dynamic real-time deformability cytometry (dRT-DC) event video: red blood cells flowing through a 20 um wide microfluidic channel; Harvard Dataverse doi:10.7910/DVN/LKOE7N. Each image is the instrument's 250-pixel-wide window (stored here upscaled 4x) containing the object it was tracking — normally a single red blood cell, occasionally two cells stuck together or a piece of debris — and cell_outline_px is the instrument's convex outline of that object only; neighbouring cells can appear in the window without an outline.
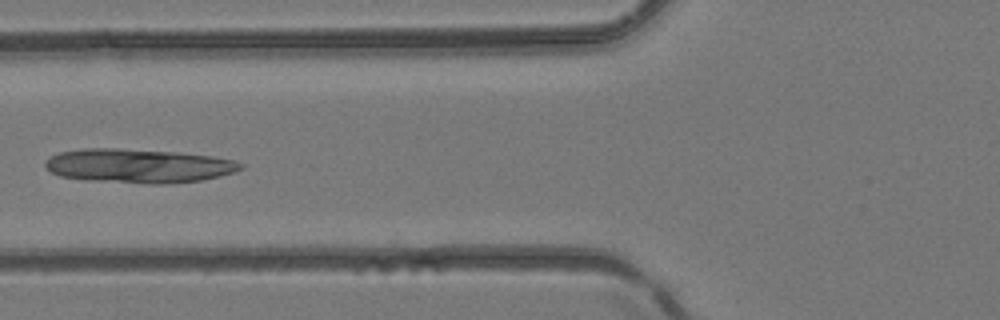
{"species": "common noctule bat (a hibernating species)", "species_latin": "Nyctalus noctula", "temperature_condition": "room temperature", "stored_images_in_passage": 5, "camera_frame_rate_fps": 3000, "um_per_image_px": 0.085, "animal": {"sex": "female", "body_mass_g": 24.6, "forearm_length_mm": 56.2}, "frame": {"image": 1, "passage_image": 5, "time_ms": 1.333, "image_size_px": [1000, 320], "cell_outline_px": [[244, 168], [220, 176], [200, 180], [164, 184], [148, 184], [88, 180], [60, 176], [52, 172], [44, 164], [52, 156], [60, 152], [84, 148], [116, 148], [176, 152], [212, 156], [232, 160], [244, 164]], "centroid_in_image_um": [11.79, 14.1], "position_along_channel_um": 114.0, "area_um2": 38.49}}